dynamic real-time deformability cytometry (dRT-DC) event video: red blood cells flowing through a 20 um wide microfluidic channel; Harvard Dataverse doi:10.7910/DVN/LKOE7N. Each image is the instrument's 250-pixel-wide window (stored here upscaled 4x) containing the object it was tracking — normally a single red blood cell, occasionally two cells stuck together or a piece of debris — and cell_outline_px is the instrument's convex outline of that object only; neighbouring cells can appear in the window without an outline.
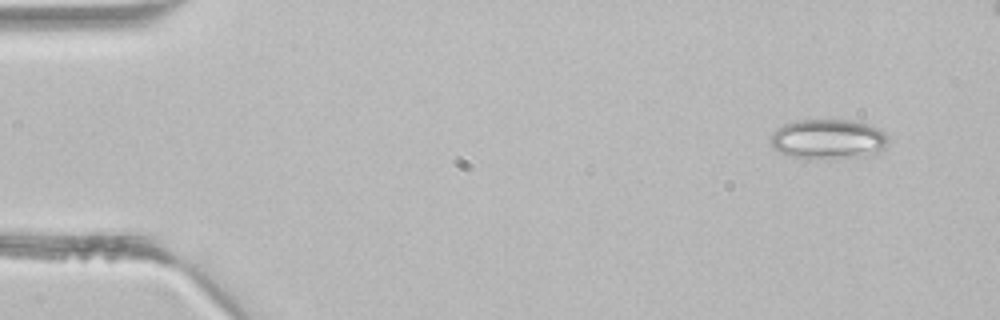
{"species": "common noctule bat (a hibernating species)", "species_latin": "Nyctalus noctula", "temperature_condition": "room temperature", "stored_images_in_passage": 4, "camera_frame_rate_fps": 3000, "um_per_image_px": 0.085, "animal": {"sex": "male", "body_mass_g": 21.5, "forearm_length_mm": 52.0}, "frame": {"image": 1, "passage_image": 1, "time_ms": 0.0, "image_size_px": [1000, 320], "cell_outline_px": [[888, 140], [884, 148], [876, 152], [864, 156], [828, 160], [792, 156], [780, 152], [772, 144], [772, 132], [776, 128], [784, 124], [796, 120], [848, 120], [868, 124], [884, 132], [888, 136]], "centroid_in_image_um": [70.4, 11.83], "position_along_channel_um": 14.6, "area_um2": 27.28}}